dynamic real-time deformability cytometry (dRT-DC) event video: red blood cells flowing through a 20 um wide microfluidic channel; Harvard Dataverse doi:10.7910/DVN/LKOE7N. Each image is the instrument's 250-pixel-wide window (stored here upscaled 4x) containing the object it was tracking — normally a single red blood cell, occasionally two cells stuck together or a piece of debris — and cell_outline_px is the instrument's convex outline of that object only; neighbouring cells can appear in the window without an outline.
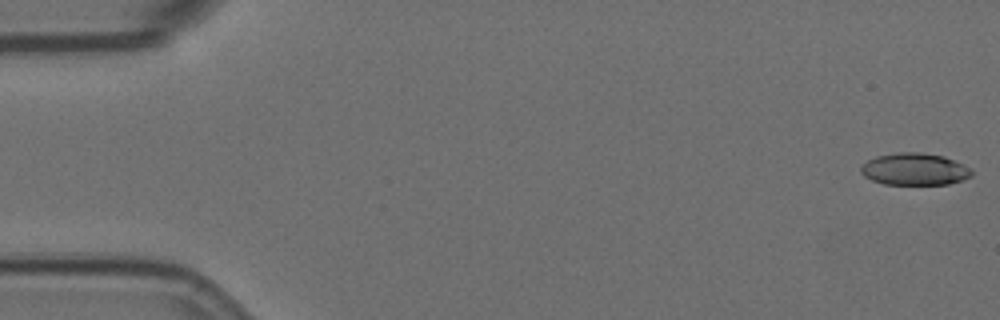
{"species": "Egyptian fruit bat (a non-hibernating species)", "species_latin": "Rousettus aegyptiacus", "temperature_condition": "room temperature", "stored_images_in_passage": 15, "camera_frame_rate_fps": 3000, "um_per_image_px": 0.085, "animal": {"sex": "female"}, "frame": {"image": 1, "passage_image": 1, "time_ms": 0.0, "image_size_px": [1000, 320], "cell_outline_px": [[972, 176], [964, 180], [948, 184], [884, 184], [872, 180], [864, 176], [860, 172], [860, 168], [868, 160], [876, 156], [896, 152], [920, 152], [944, 156], [972, 168]], "centroid_in_image_um": [77.76, 14.38], "position_along_channel_um": 7.2, "area_um2": 20.81}}
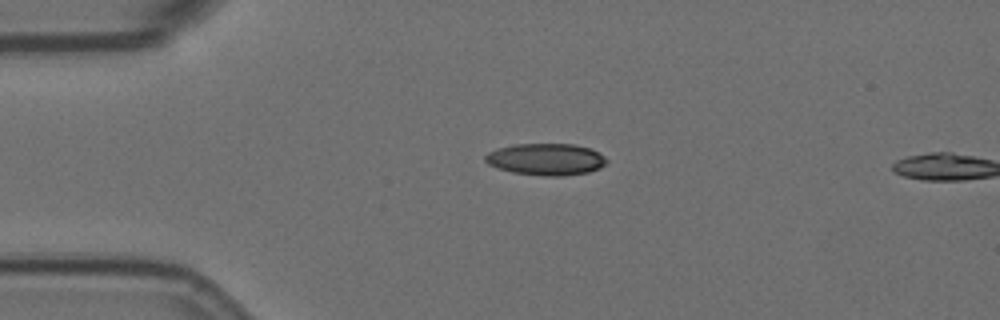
{"frame": {"image": 2, "passage_image": 13, "time_ms": 4.0, "image_size_px": [1000, 320], "cell_outline_px": [[608, 160], [600, 168], [588, 172], [564, 176], [544, 176], [512, 172], [496, 168], [488, 164], [484, 160], [484, 156], [488, 152], [496, 148], [516, 144], [572, 144], [592, 148], [604, 156]], "centroid_in_image_um": [46.39, 13.54], "position_along_channel_um": 38.6, "area_um2": 22.66}}